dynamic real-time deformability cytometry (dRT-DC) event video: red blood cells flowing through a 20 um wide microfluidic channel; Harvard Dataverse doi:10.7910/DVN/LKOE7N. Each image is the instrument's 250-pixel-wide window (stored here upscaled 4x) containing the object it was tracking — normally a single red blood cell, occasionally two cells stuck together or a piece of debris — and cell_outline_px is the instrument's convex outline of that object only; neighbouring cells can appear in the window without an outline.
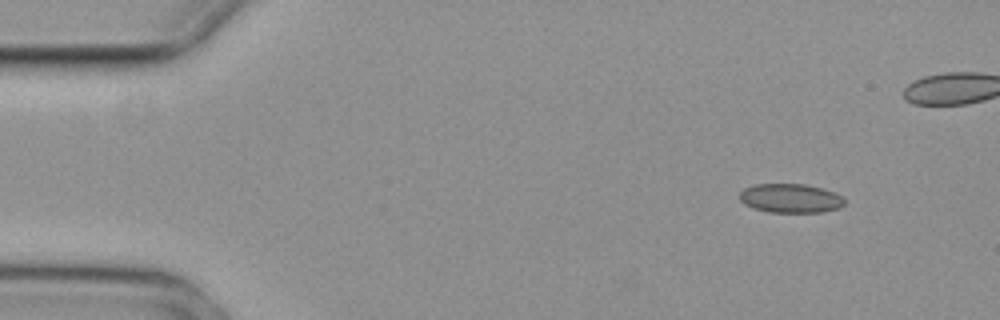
{"species": "common noctule bat (a hibernating species)", "species_latin": "Nyctalus noctula", "temperature_condition": "cold", "stored_images_in_passage": 3, "camera_frame_rate_fps": 3000, "um_per_image_px": 0.085, "animal": {"sex": "female", "body_mass_g": 29.2, "forearm_length_mm": 56.3}, "frame": {"image": 1, "passage_image": 1, "time_ms": 0.0, "image_size_px": [1000, 320], "cell_outline_px": [[844, 204], [840, 208], [820, 212], [768, 212], [744, 204], [740, 200], [740, 192], [744, 188], [756, 184], [804, 184], [820, 188], [844, 196]], "centroid_in_image_um": [67.2, 16.85], "position_along_channel_um": 17.8, "area_um2": 17.63}}